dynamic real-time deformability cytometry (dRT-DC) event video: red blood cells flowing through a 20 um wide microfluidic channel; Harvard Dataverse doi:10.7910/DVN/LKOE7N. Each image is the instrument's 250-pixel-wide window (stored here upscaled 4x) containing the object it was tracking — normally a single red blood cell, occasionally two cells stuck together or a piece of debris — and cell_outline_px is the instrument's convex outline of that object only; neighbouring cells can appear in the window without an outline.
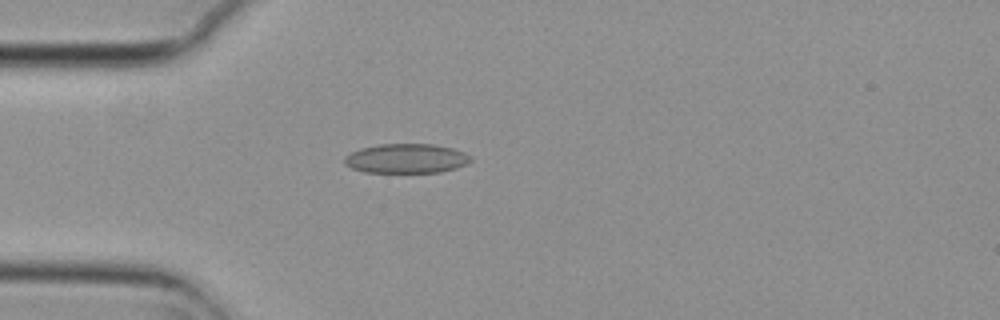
{"species": "common noctule bat (a hibernating species)", "species_latin": "Nyctalus noctula", "temperature_condition": "cold", "stored_images_in_passage": 2, "camera_frame_rate_fps": 3000, "um_per_image_px": 0.085, "animal": {"sex": "female", "body_mass_g": 29.2, "forearm_length_mm": 56.3}, "frame": {"image": 1, "passage_image": 2, "time_ms": 0.333, "image_size_px": [1000, 320], "cell_outline_px": [[472, 160], [468, 164], [456, 168], [440, 172], [364, 172], [352, 168], [344, 164], [344, 156], [360, 148], [380, 144], [432, 144], [452, 148], [464, 152], [472, 156]], "centroid_in_image_um": [34.55, 13.47], "position_along_channel_um": 50.5, "area_um2": 21.73}}